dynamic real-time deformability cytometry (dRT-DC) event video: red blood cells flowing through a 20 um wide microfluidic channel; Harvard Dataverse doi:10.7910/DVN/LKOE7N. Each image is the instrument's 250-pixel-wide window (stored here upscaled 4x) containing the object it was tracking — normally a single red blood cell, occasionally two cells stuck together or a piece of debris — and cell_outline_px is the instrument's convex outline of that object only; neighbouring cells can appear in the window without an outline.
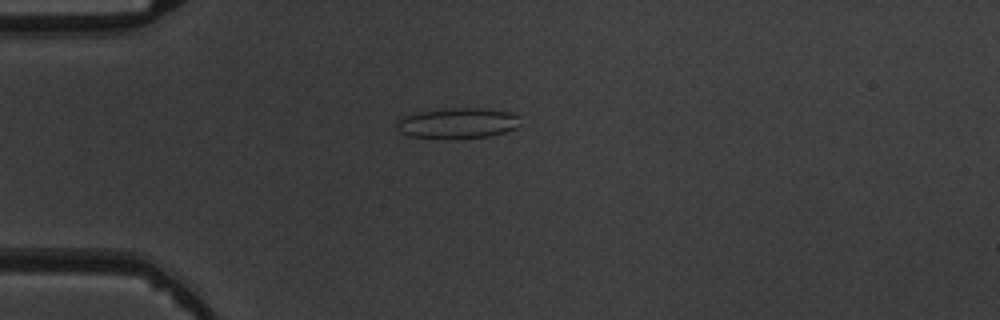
{"species": "common noctule bat (a hibernating species)", "species_latin": "Nyctalus noctula", "temperature_condition": "warm", "stored_images_in_passage": 3, "camera_frame_rate_fps": 3000, "um_per_image_px": 0.085, "animal": {"sex": "male", "body_mass_g": 19.5, "forearm_length_mm": 54.6}, "frame": {"image": 1, "passage_image": 1, "time_ms": 0.0, "image_size_px": [1000, 320], "cell_outline_px": [[520, 124], [516, 128], [504, 132], [488, 136], [408, 136], [400, 132], [396, 128], [396, 124], [400, 116], [420, 112], [452, 108], [484, 108], [508, 112], [520, 116]], "centroid_in_image_um": [38.91, 10.42], "position_along_channel_um": 46.1, "area_um2": 21.21}}
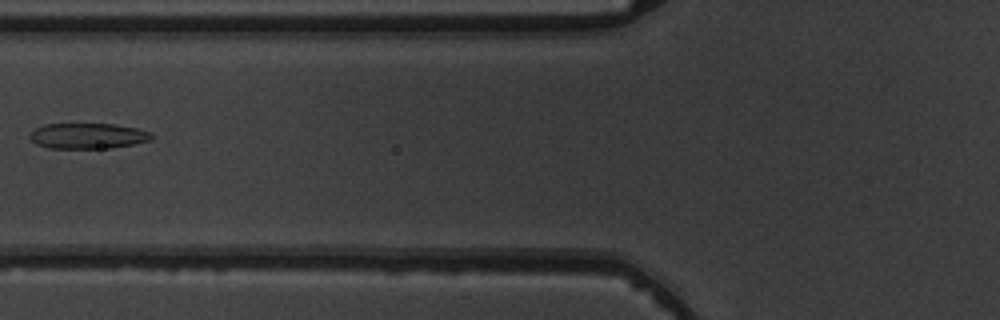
{"frame": {"image": 2, "passage_image": 3, "time_ms": 2.333, "image_size_px": [1000, 320], "cell_outline_px": [[156, 136], [152, 140], [112, 148], [48, 148], [36, 144], [28, 136], [36, 128], [44, 124], [112, 124], [136, 128], [152, 132]], "centroid_in_image_um": [7.5, 11.55], "position_along_channel_um": 118.3, "area_um2": 18.21}}